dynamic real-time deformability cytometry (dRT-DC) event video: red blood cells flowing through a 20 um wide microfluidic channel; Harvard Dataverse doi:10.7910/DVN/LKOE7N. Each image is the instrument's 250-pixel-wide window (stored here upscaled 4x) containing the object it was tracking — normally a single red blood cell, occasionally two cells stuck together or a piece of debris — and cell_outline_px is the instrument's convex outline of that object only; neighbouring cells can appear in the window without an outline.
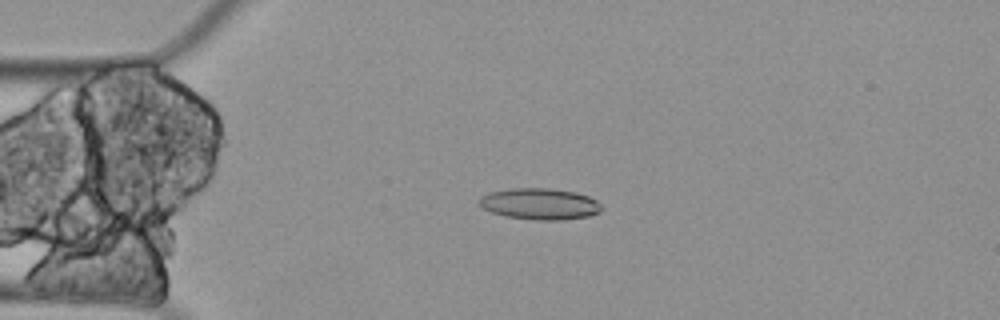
{"species": "Egyptian fruit bat (a non-hibernating species)", "species_latin": "Rousettus aegyptiacus", "temperature_condition": "cold", "stored_images_in_passage": 56, "camera_frame_rate_fps": 3000, "um_per_image_px": 0.085, "animal": {"sex": "female"}, "frame": {"image": 1, "passage_image": 11, "time_ms": 3.333, "image_size_px": [1000, 320], "cell_outline_px": [[604, 208], [600, 212], [588, 216], [560, 220], [536, 220], [504, 216], [492, 212], [476, 204], [476, 200], [480, 196], [488, 192], [512, 188], [548, 188], [576, 192], [588, 196], [596, 200]], "centroid_in_image_um": [45.84, 17.33], "position_along_channel_um": 39.2, "area_um2": 22.6}}
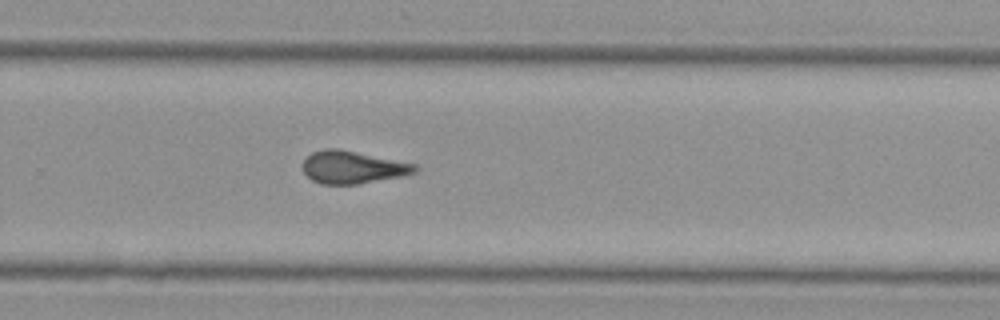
{"frame": {"image": 2, "passage_image": 36, "time_ms": 11.667, "image_size_px": [1000, 320], "cell_outline_px": [[420, 168], [416, 172], [404, 176], [356, 184], [320, 184], [312, 180], [304, 172], [304, 160], [312, 152], [324, 148], [336, 148], [416, 164]], "centroid_in_image_um": [30.0, 14.22], "position_along_channel_um": 299.8, "area_um2": 21.15}}
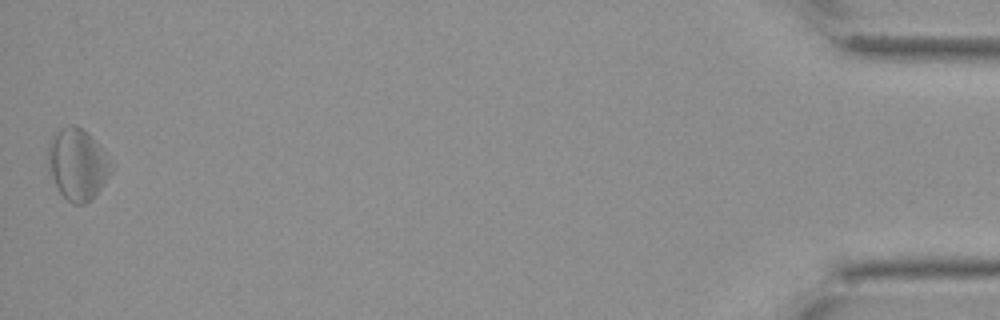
{"frame": {"image": 3, "passage_image": 56, "time_ms": 18.333, "image_size_px": [1000, 320], "cell_outline_px": [[116, 168], [100, 188], [84, 204], [72, 204], [60, 192], [48, 168], [48, 144], [52, 136], [60, 128], [68, 124], [76, 124], [88, 132], [116, 164]], "centroid_in_image_um": [6.63, 13.91], "position_along_channel_um": 428.6, "area_um2": 26.53}, "authors_computed_cell_mechanics": {"area_um2": 21.7328, "velocity_mm_per_s": 3.3109, "shape_relaxation_time_tau1_ms": null, "shape_relaxation_time_tau2_ms": 6.9338, "deformation_change_tau1": null, "deformation_change_tau2": 0.157}}